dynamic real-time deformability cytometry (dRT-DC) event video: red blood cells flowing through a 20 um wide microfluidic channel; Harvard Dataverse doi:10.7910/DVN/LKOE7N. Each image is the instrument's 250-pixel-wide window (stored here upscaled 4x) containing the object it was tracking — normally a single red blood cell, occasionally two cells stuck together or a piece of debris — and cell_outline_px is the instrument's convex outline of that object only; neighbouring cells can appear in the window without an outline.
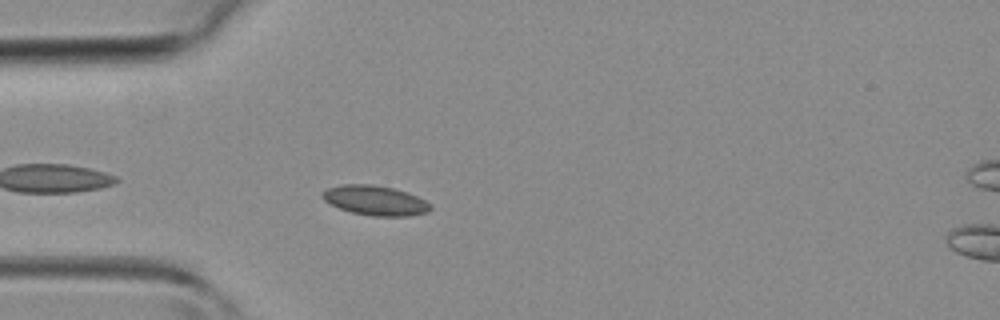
{"species": "common noctule bat (a hibernating species)", "species_latin": "Nyctalus noctula", "temperature_condition": "room temperature", "stored_images_in_passage": 27, "camera_frame_rate_fps": 3000, "um_per_image_px": 0.085, "animal": {"sex": "female", "body_mass_g": 19.3, "forearm_length_mm": 54.1}, "frame": {"image": 1, "passage_image": 3, "time_ms": 0.667, "image_size_px": [1000, 320], "cell_outline_px": [[432, 208], [428, 212], [408, 216], [372, 216], [352, 212], [340, 208], [324, 200], [320, 196], [320, 192], [328, 188], [344, 184], [372, 184], [392, 188], [408, 192], [432, 204]], "centroid_in_image_um": [31.9, 17.03], "position_along_channel_um": 53.1, "area_um2": 18.73}}
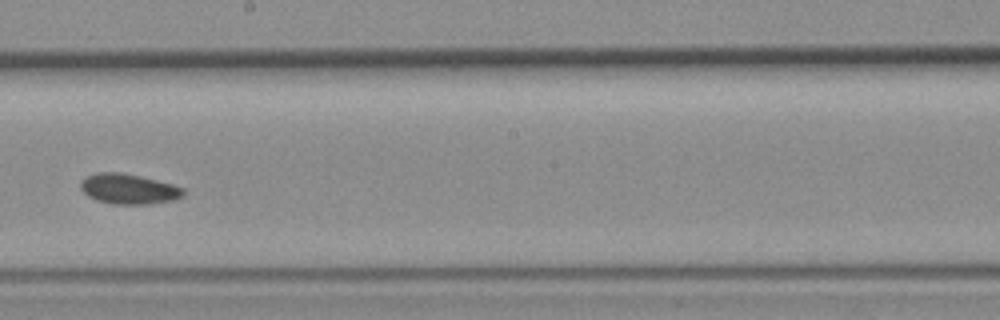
{"frame": {"image": 2, "passage_image": 15, "time_ms": 4.667, "image_size_px": [1000, 320], "cell_outline_px": [[184, 196], [176, 200], [148, 204], [112, 204], [96, 200], [88, 196], [80, 188], [80, 180], [84, 176], [96, 172], [120, 172], [140, 176], [172, 184], [184, 188]], "centroid_in_image_um": [10.92, 16.06], "position_along_channel_um": 237.3, "area_um2": 18.32}}
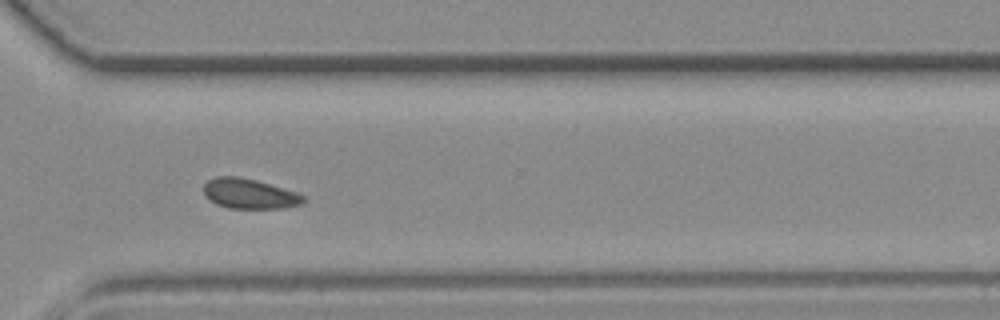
{"frame": {"image": 3, "passage_image": 22, "time_ms": 7.0, "image_size_px": [1000, 320], "cell_outline_px": [[304, 200], [300, 204], [280, 208], [228, 208], [216, 204], [208, 200], [204, 196], [204, 184], [208, 180], [216, 176], [236, 176], [256, 180], [296, 192], [304, 196]], "centroid_in_image_um": [21.13, 16.46], "position_along_channel_um": 349.5, "area_um2": 17.34}}